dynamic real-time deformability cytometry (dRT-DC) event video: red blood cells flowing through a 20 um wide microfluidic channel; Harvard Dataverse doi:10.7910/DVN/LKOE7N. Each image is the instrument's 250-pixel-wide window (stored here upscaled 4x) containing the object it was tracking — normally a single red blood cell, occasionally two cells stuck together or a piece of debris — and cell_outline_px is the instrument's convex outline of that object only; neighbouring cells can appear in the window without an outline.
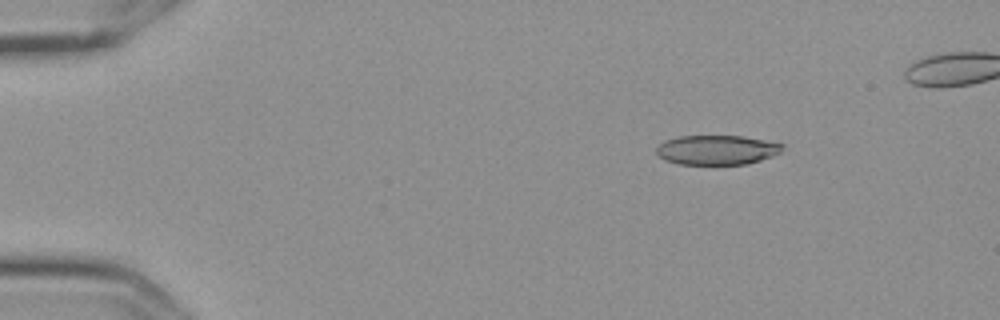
{"species": "Egyptian fruit bat (a non-hibernating species)", "species_latin": "Rousettus aegyptiacus", "temperature_condition": "cold", "stored_images_in_passage": 6, "camera_frame_rate_fps": 3000, "um_per_image_px": 0.085, "frame": {"image": 1, "passage_image": 3, "time_ms": 0.667, "image_size_px": [1000, 320], "cell_outline_px": [[784, 148], [780, 152], [772, 156], [748, 164], [680, 164], [664, 160], [656, 152], [656, 148], [664, 140], [680, 136], [740, 136], [764, 140], [784, 144]], "centroid_in_image_um": [60.93, 12.74], "position_along_channel_um": 24.1, "area_um2": 21.62}}